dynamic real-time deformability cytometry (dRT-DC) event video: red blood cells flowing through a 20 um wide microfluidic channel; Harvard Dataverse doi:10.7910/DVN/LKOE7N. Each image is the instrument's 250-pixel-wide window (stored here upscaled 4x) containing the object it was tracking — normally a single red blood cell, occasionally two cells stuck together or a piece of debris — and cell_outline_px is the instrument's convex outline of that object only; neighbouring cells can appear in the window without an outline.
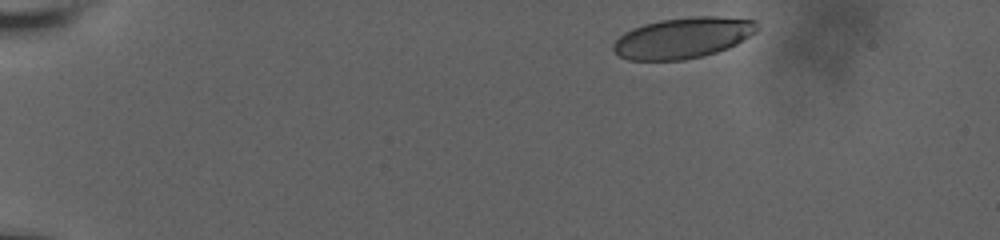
{"species": "human", "species_latin": "Homo sapiens", "temperature_condition": "room temperature", "stored_images_in_passage": 42, "camera_frame_rate_fps": 3000, "um_per_image_px": 0.085, "donor": {"sex": "male"}, "frame": {"image": 1, "passage_image": 1, "time_ms": 0.0, "image_size_px": [1000, 240], "cell_outline_px": [[760, 28], [756, 32], [736, 44], [728, 48], [716, 52], [684, 60], [628, 60], [620, 56], [612, 48], [612, 44], [624, 32], [632, 28], [644, 24], [660, 20], [692, 16], [716, 16], [756, 20]], "centroid_in_image_um": [58.06, 3.21], "position_along_channel_um": 26.9, "area_um2": 34.28}}
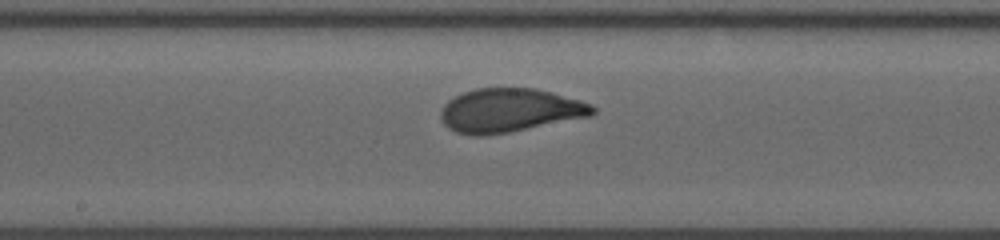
{"frame": {"image": 2, "passage_image": 24, "time_ms": 7.667, "image_size_px": [1000, 240], "cell_outline_px": [[596, 112], [592, 116], [508, 132], [484, 136], [472, 136], [456, 132], [448, 128], [444, 124], [440, 116], [440, 108], [448, 100], [464, 92], [476, 88], [536, 88], [552, 92], [580, 100], [592, 104], [596, 108]], "centroid_in_image_um": [43.32, 9.38], "position_along_channel_um": 204.9, "area_um2": 38.9}}
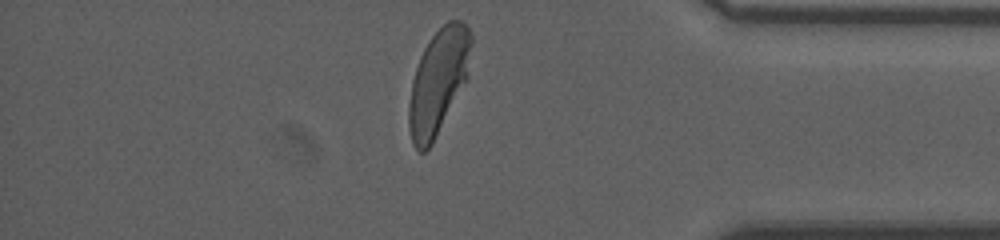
{"frame": {"image": 3, "passage_image": 41, "time_ms": 13.333, "image_size_px": [1000, 240], "cell_outline_px": [[472, 44], [468, 76], [432, 144], [424, 152], [420, 152], [412, 144], [408, 128], [408, 104], [412, 80], [420, 56], [428, 40], [448, 20], [460, 20], [468, 28], [472, 36]], "centroid_in_image_um": [37.24, 6.94], "position_along_channel_um": 398.0, "area_um2": 38.03}, "authors_computed_cell_mechanics": {"area_um2": 37.8879, "velocity_mm_per_s": 3.7731, "shape_relaxation_time_tau1_ms": 3.5603, "shape_relaxation_time_tau2_ms": null, "deformation_change_tau1": 0.1637, "deformation_change_tau2": null}}